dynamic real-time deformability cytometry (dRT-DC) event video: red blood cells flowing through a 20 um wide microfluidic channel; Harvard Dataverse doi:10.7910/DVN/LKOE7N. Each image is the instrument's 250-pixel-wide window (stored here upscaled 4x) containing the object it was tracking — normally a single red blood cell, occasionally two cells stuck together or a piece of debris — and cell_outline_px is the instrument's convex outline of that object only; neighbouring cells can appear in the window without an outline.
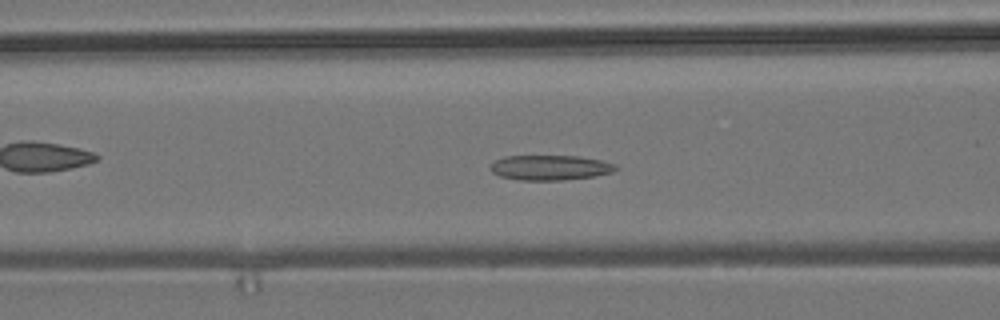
{"species": "common noctule bat (a hibernating species)", "species_latin": "Nyctalus noctula", "temperature_condition": "room temperature", "stored_images_in_passage": 47, "camera_frame_rate_fps": 3000, "um_per_image_px": 0.085, "animal": {"sex": "male", "body_mass_g": 19.2, "forearm_length_mm": 51.8}, "frame": {"image": 1, "passage_image": 21, "time_ms": 6.667, "image_size_px": [1000, 320], "cell_outline_px": [[620, 168], [612, 172], [592, 176], [564, 180], [520, 180], [500, 176], [492, 172], [488, 168], [496, 160], [504, 156], [580, 156], [600, 160], [616, 164]], "centroid_in_image_um": [46.76, 14.24], "position_along_channel_um": 119.8, "area_um2": 18.26}}
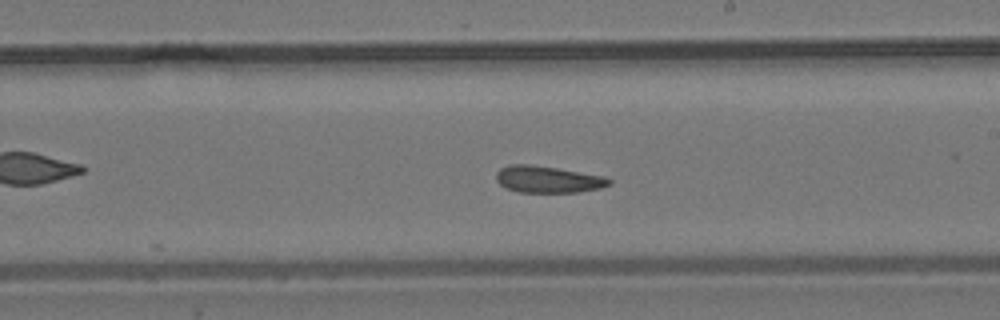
{"frame": {"image": 2, "passage_image": 31, "time_ms": 10.0, "image_size_px": [1000, 320], "cell_outline_px": [[612, 184], [600, 188], [576, 192], [520, 192], [508, 188], [500, 184], [496, 180], [496, 172], [500, 168], [508, 164], [528, 164], [556, 168], [604, 176], [612, 180]], "centroid_in_image_um": [46.57, 15.24], "position_along_channel_um": 242.4, "area_um2": 17.51}}
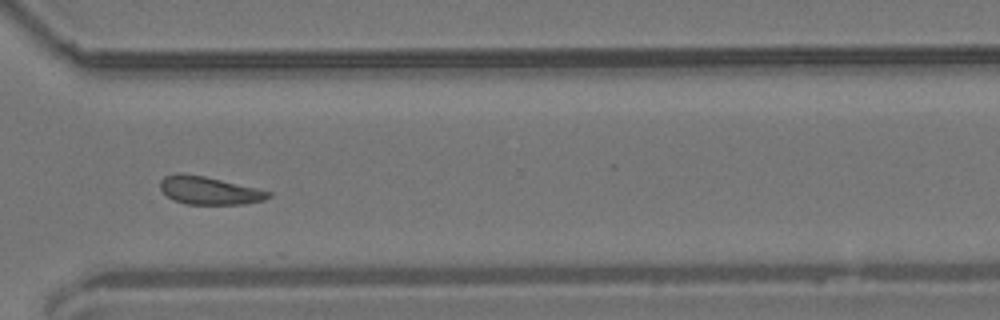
{"frame": {"image": 3, "passage_image": 40, "time_ms": 13.0, "image_size_px": [1000, 320], "cell_outline_px": [[272, 196], [264, 200], [244, 204], [188, 204], [176, 200], [168, 196], [160, 188], [160, 180], [164, 176], [176, 172], [184, 172], [204, 176], [256, 188], [272, 192]], "centroid_in_image_um": [17.77, 16.17], "position_along_channel_um": 352.8, "area_um2": 17.57}, "authors_computed_cell_mechanics": {"area_um2": 18.4382, "velocity_mm_per_s": 3.6792, "shape_relaxation_time_tau1_ms": null, "shape_relaxation_time_tau2_ms": 5.1002, "deformation_change_tau1": null, "deformation_change_tau2": 0.1194}}